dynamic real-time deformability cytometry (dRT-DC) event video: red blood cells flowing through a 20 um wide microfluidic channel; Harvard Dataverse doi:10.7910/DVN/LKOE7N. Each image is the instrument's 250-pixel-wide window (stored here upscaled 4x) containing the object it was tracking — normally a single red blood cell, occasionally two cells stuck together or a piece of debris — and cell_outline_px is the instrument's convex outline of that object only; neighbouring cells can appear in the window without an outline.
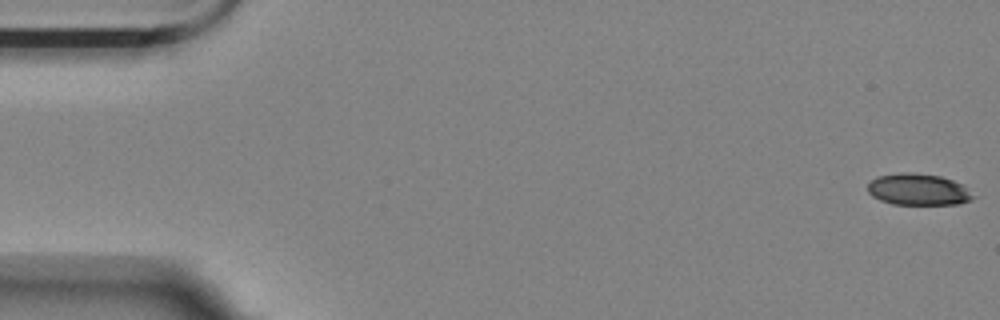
{"species": "Egyptian fruit bat (a non-hibernating species)", "species_latin": "Rousettus aegyptiacus", "temperature_condition": "room temperature", "stored_images_in_passage": 3, "camera_frame_rate_fps": 3000, "um_per_image_px": 0.085, "animal": {"sex": "female"}, "frame": {"image": 1, "passage_image": 1, "time_ms": 0.0, "image_size_px": [1000, 320], "cell_outline_px": [[976, 196], [972, 200], [956, 204], [892, 204], [880, 200], [872, 196], [868, 192], [868, 184], [876, 176], [904, 172], [912, 172], [940, 176], [964, 184]], "centroid_in_image_um": [78.08, 16.1], "position_along_channel_um": 6.9, "area_um2": 19.54}}